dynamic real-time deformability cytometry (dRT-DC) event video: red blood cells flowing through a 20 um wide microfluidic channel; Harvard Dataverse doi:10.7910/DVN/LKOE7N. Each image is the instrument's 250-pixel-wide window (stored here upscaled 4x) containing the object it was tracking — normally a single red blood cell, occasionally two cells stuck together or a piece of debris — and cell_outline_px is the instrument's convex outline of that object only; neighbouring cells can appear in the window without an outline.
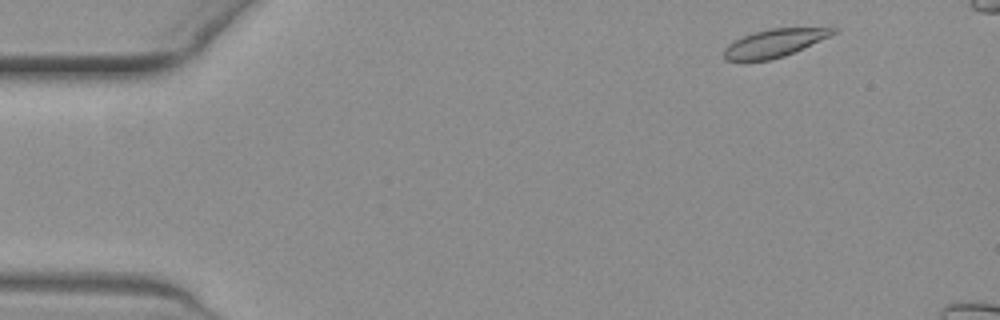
{"species": "common noctule bat (a hibernating species)", "species_latin": "Nyctalus noctula", "temperature_condition": "warm", "stored_images_in_passage": 17, "camera_frame_rate_fps": 3000, "um_per_image_px": 0.085, "animal": {"sex": "female", "body_mass_g": 19.3, "forearm_length_mm": 54.1}, "frame": {"image": 1, "passage_image": 3, "time_ms": 0.667, "image_size_px": [1000, 320], "cell_outline_px": [[836, 32], [828, 36], [784, 56], [768, 60], [724, 60], [724, 48], [728, 44], [752, 32], [768, 28], [836, 28]], "centroid_in_image_um": [65.76, 3.65], "position_along_channel_um": 19.2, "area_um2": 17.22}}
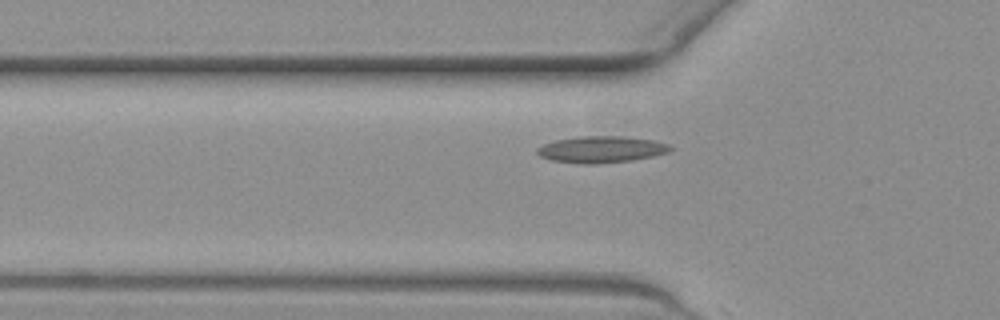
{"frame": {"image": 2, "passage_image": 16, "time_ms": 5.0, "image_size_px": [1000, 320], "cell_outline_px": [[672, 148], [668, 152], [652, 156], [632, 160], [596, 164], [584, 164], [552, 160], [540, 156], [536, 152], [536, 148], [544, 144], [556, 140], [580, 136], [620, 136], [652, 140], [668, 144]], "centroid_in_image_um": [51.08, 12.7], "position_along_channel_um": 74.7, "area_um2": 20.4}}